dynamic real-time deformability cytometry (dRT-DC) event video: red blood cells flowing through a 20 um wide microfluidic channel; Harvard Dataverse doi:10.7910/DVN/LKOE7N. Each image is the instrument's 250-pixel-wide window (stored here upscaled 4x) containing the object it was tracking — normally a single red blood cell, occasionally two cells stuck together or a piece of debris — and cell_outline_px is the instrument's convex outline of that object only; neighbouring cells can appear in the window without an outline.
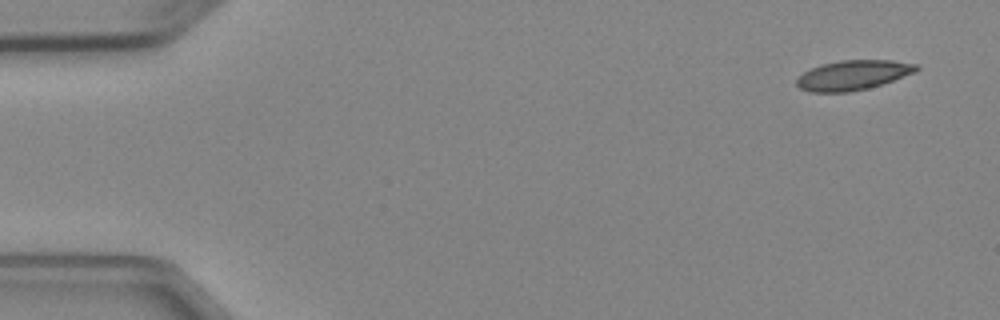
{"species": "Egyptian fruit bat (a non-hibernating species)", "species_latin": "Rousettus aegyptiacus", "temperature_condition": "cold", "stored_images_in_passage": 5, "camera_frame_rate_fps": 3000, "um_per_image_px": 0.085, "animal": {"sex": "female"}, "frame": {"image": 1, "passage_image": 1, "time_ms": 0.0, "image_size_px": [1000, 320], "cell_outline_px": [[920, 68], [916, 72], [868, 88], [848, 92], [812, 92], [800, 88], [796, 84], [796, 80], [804, 72], [820, 64], [840, 60], [892, 60], [920, 64]], "centroid_in_image_um": [72.53, 6.37], "position_along_channel_um": 12.5, "area_um2": 20.69}}
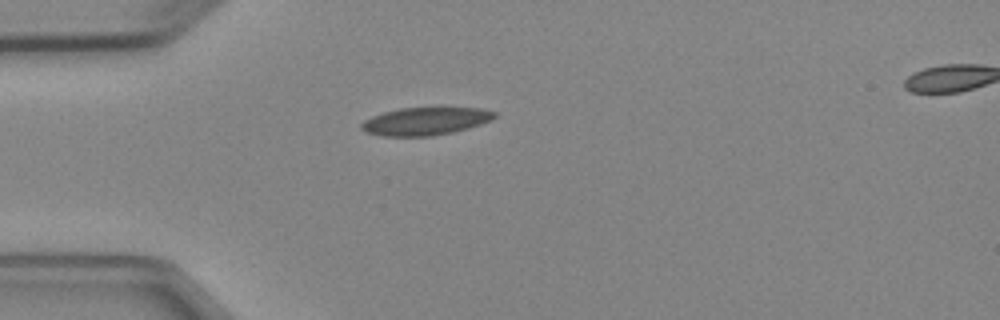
{"frame": {"image": 2, "passage_image": 4, "time_ms": 3.667, "image_size_px": [1000, 320], "cell_outline_px": [[496, 116], [492, 120], [468, 128], [452, 132], [432, 136], [380, 136], [368, 132], [360, 128], [360, 124], [364, 120], [372, 116], [384, 112], [400, 108], [480, 108], [496, 112]], "centroid_in_image_um": [36.15, 10.3], "position_along_channel_um": 48.9, "area_um2": 21.44}}